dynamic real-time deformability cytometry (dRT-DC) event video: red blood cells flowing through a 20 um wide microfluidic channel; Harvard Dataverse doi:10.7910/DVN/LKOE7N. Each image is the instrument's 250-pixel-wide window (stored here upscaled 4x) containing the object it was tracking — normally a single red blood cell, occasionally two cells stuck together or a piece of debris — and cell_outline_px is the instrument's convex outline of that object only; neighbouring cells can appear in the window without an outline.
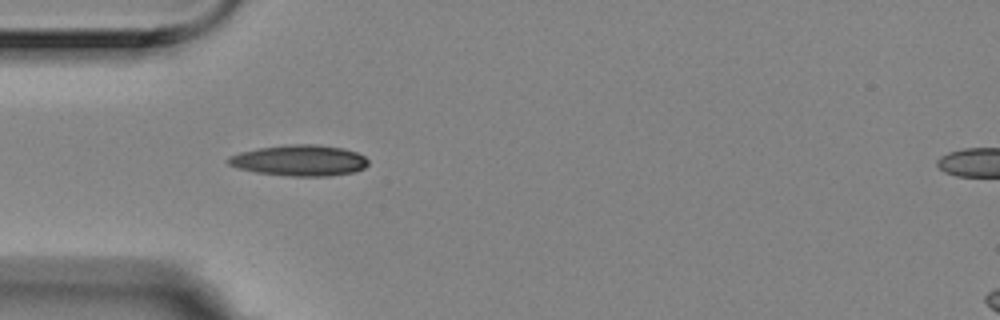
{"species": "Egyptian fruit bat (a non-hibernating species)", "species_latin": "Rousettus aegyptiacus", "temperature_condition": "room temperature", "stored_images_in_passage": 2, "camera_frame_rate_fps": 3000, "um_per_image_px": 0.085, "animal": {"sex": "female"}, "frame": {"image": 1, "passage_image": 1, "time_ms": 0.0, "image_size_px": [1000, 320], "cell_outline_px": [[368, 164], [364, 168], [356, 172], [328, 176], [288, 176], [256, 172], [236, 168], [228, 164], [224, 160], [228, 156], [240, 152], [260, 148], [292, 144], [320, 144], [344, 148], [356, 152], [364, 156], [368, 160]], "centroid_in_image_um": [25.45, 13.64], "position_along_channel_um": 59.5, "area_um2": 25.49}}
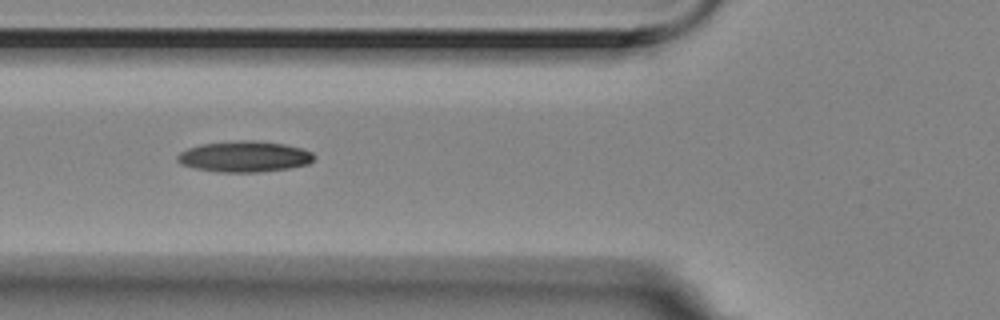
{"frame": {"image": 2, "passage_image": 2, "time_ms": 0.333, "image_size_px": [1000, 320], "cell_outline_px": [[316, 156], [308, 164], [288, 168], [256, 172], [216, 172], [196, 168], [180, 164], [176, 160], [176, 156], [180, 152], [188, 148], [200, 144], [240, 140], [256, 140], [284, 144], [300, 148], [312, 152]], "centroid_in_image_um": [20.75, 13.3], "position_along_channel_um": 105.1, "area_um2": 24.62}}